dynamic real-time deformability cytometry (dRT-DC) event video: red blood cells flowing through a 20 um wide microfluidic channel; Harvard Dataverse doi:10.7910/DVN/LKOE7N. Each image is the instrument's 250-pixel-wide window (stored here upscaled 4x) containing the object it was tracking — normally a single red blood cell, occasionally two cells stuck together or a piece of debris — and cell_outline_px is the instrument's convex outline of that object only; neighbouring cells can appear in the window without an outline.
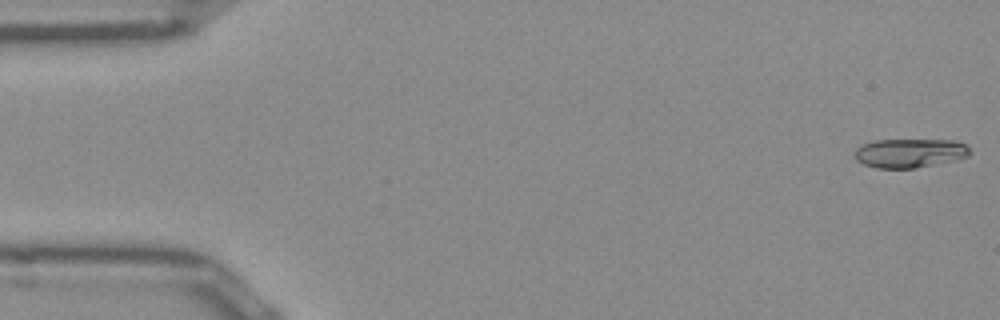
{"species": "Egyptian fruit bat (a non-hibernating species)", "species_latin": "Rousettus aegyptiacus", "temperature_condition": "room temperature", "stored_images_in_passage": 14, "camera_frame_rate_fps": 3000, "um_per_image_px": 0.085, "frame": {"image": 1, "passage_image": 1, "time_ms": 0.0, "image_size_px": [1000, 320], "cell_outline_px": [[972, 152], [968, 156], [952, 160], [916, 168], [876, 168], [864, 164], [856, 160], [856, 148], [864, 144], [876, 140], [952, 140], [964, 144]], "centroid_in_image_um": [77.32, 13.01], "position_along_channel_um": 7.7, "area_um2": 19.19}}
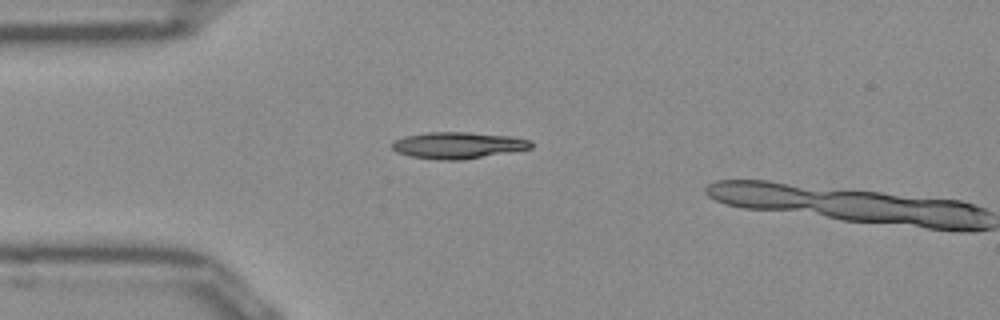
{"frame": {"image": 2, "passage_image": 13, "time_ms": 4.0, "image_size_px": [1000, 320], "cell_outline_px": [[532, 148], [460, 160], [440, 160], [408, 156], [396, 152], [392, 148], [392, 144], [396, 140], [404, 136], [428, 132], [468, 132], [508, 136], [532, 140]], "centroid_in_image_um": [38.89, 12.35], "position_along_channel_um": 46.1, "area_um2": 21.33}}